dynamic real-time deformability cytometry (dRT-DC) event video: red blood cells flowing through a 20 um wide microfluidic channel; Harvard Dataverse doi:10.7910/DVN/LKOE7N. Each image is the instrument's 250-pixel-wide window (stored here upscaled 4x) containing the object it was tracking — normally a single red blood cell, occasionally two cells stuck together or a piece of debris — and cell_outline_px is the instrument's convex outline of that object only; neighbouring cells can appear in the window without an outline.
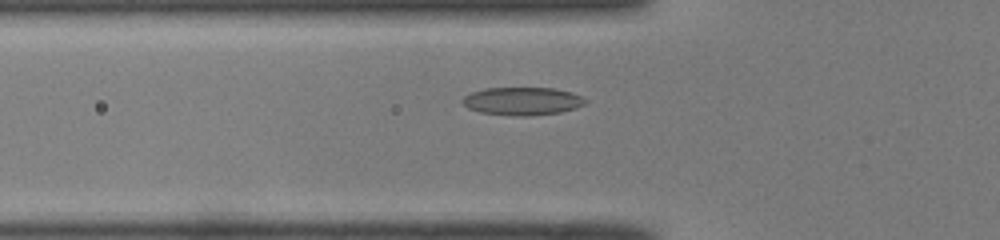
{"species": "common noctule bat (a hibernating species)", "species_latin": "Nyctalus noctula", "temperature_condition": "room temperature", "stored_images_in_passage": 40, "camera_frame_rate_fps": 3000, "um_per_image_px": 0.085, "animal": {"sex": "male", "body_mass_g": 19.0, "forearm_length_mm": 50.8}, "frame": {"image": 1, "passage_image": 11, "time_ms": 3.333, "image_size_px": [1000, 240], "cell_outline_px": [[588, 104], [576, 108], [560, 112], [528, 116], [512, 116], [480, 112], [468, 108], [460, 100], [464, 96], [472, 92], [484, 88], [552, 88], [572, 92], [588, 100]], "centroid_in_image_um": [44.42, 8.6], "position_along_channel_um": 81.4, "area_um2": 20.17}}
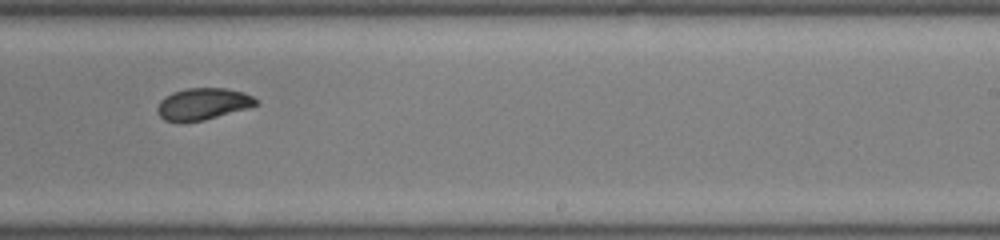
{"frame": {"image": 2, "passage_image": 25, "time_ms": 8.0, "image_size_px": [1000, 240], "cell_outline_px": [[260, 104], [248, 108], [204, 120], [164, 120], [156, 112], [156, 108], [160, 100], [164, 96], [172, 92], [184, 88], [224, 88], [244, 92], [252, 96]], "centroid_in_image_um": [17.24, 8.8], "position_along_channel_um": 271.8, "area_um2": 18.09}}
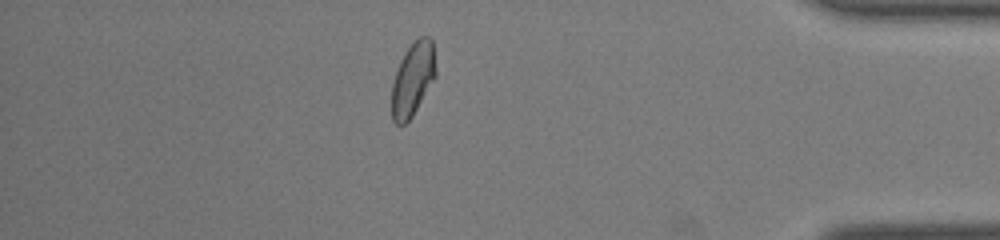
{"frame": {"image": 3, "passage_image": 37, "time_ms": 12.0, "image_size_px": [1000, 240], "cell_outline_px": [[436, 76], [412, 116], [404, 124], [396, 124], [392, 120], [392, 84], [400, 60], [404, 52], [420, 36], [428, 36], [432, 40], [436, 72]], "centroid_in_image_um": [35.08, 6.72], "position_along_channel_um": 400.1, "area_um2": 18.61}, "authors_computed_cell_mechanics": {"area_um2": 18.8139, "velocity_mm_per_s": 4.0934, "shape_relaxation_time_tau1_ms": 10.6691, "shape_relaxation_time_tau2_ms": 1.6201, "deformation_change_tau1": 0.2486, "deformation_change_tau2": 0.0526}}